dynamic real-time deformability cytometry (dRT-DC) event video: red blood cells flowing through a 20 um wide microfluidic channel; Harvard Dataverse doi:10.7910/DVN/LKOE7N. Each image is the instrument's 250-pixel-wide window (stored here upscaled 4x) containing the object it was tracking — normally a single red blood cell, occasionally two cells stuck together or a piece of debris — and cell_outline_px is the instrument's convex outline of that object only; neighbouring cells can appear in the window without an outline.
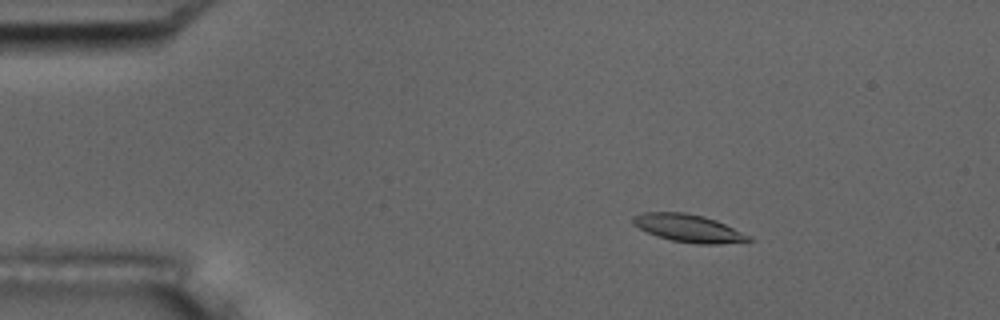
{"species": "common noctule bat (a hibernating species)", "species_latin": "Nyctalus noctula", "temperature_condition": "room temperature", "stored_images_in_passage": 57, "camera_frame_rate_fps": 3000, "um_per_image_px": 0.085, "animal": {"sex": "male", "body_mass_g": 17.5, "forearm_length_mm": 52.3}, "frame": {"image": 1, "passage_image": 10, "time_ms": 3.0, "image_size_px": [1000, 320], "cell_outline_px": [[752, 240], [720, 244], [696, 244], [672, 240], [648, 232], [632, 224], [632, 216], [644, 212], [684, 212], [704, 216], [716, 220], [752, 236]], "centroid_in_image_um": [58.53, 19.39], "position_along_channel_um": 26.5, "area_um2": 18.55}}
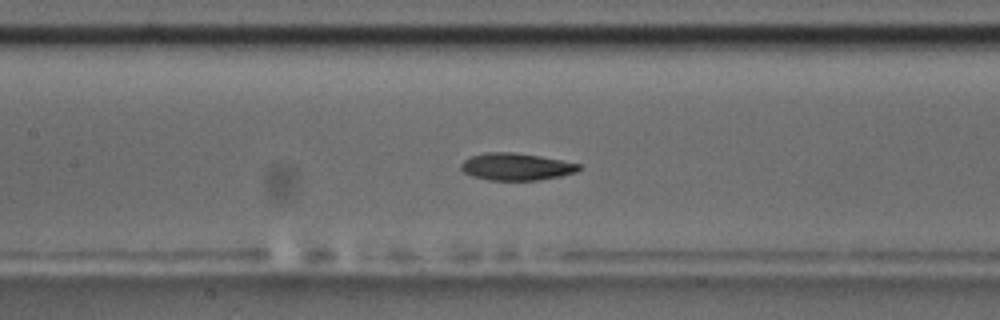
{"frame": {"image": 2, "passage_image": 27, "time_ms": 8.667, "image_size_px": [1000, 320], "cell_outline_px": [[580, 168], [576, 172], [560, 176], [540, 180], [488, 180], [472, 176], [464, 172], [460, 168], [460, 164], [464, 160], [472, 156], [484, 152], [516, 152], [540, 156], [580, 164]], "centroid_in_image_um": [43.85, 14.17], "position_along_channel_um": 163.6, "area_um2": 18.67}}
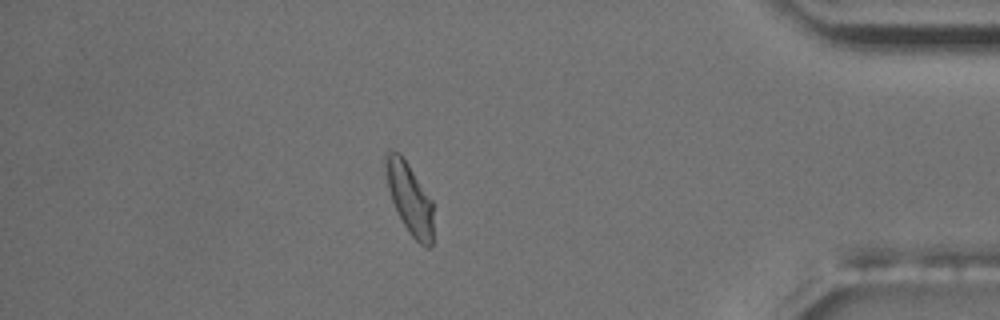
{"frame": {"image": 3, "passage_image": 50, "time_ms": 16.333, "image_size_px": [1000, 320], "cell_outline_px": [[432, 244], [428, 248], [424, 248], [412, 236], [396, 212], [388, 188], [384, 164], [384, 152], [388, 148], [400, 152], [432, 200]], "centroid_in_image_um": [34.78, 16.8], "position_along_channel_um": 400.4, "area_um2": 19.77}, "authors_computed_cell_mechanics": {"area_um2": 18.785, "velocity_mm_per_s": 3.5847, "shape_relaxation_time_tau1_ms": 6.6444, "shape_relaxation_time_tau2_ms": 2.9677, "deformation_change_tau1": 0.1665, "deformation_change_tau2": 0.0854}}